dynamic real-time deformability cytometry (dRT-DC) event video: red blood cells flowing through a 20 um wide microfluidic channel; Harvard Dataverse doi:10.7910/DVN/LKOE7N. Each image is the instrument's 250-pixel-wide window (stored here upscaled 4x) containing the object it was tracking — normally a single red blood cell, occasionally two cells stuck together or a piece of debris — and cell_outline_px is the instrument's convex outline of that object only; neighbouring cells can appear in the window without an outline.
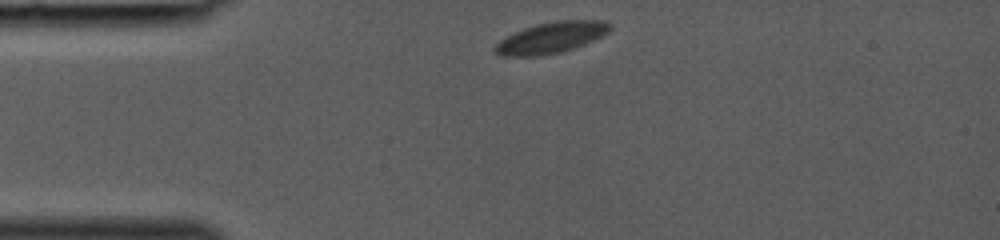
{"species": "common noctule bat (a hibernating species)", "species_latin": "Nyctalus noctula", "temperature_condition": "room temperature", "stored_images_in_passage": 30, "camera_frame_rate_fps": 3000, "um_per_image_px": 0.085, "animal": {"sex": "female", "body_mass_g": 19.0, "forearm_length_mm": 53.3}, "frame": {"image": 1, "passage_image": 1, "time_ms": 0.0, "image_size_px": [1000, 240], "cell_outline_px": [[612, 28], [608, 32], [584, 44], [560, 52], [540, 56], [500, 56], [492, 52], [492, 48], [500, 40], [524, 28], [536, 24], [556, 20], [604, 20], [612, 24]], "centroid_in_image_um": [46.83, 3.2], "position_along_channel_um": 38.2, "area_um2": 20.81}}
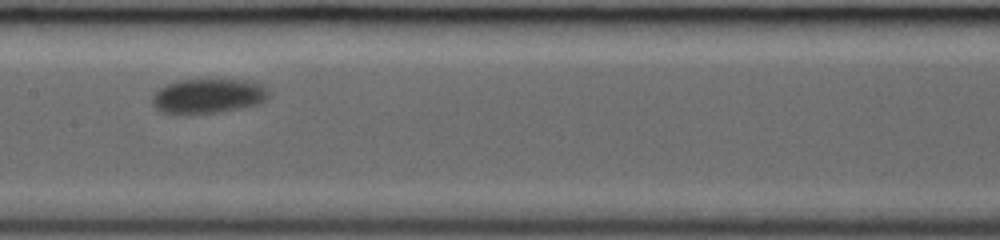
{"frame": {"image": 2, "passage_image": 13, "time_ms": 4.0, "image_size_px": [1000, 240], "cell_outline_px": [[268, 96], [264, 100], [256, 104], [240, 108], [220, 112], [184, 116], [176, 116], [160, 112], [152, 104], [152, 96], [160, 88], [176, 80], [244, 80], [260, 84], [268, 88]], "centroid_in_image_um": [17.61, 8.2], "position_along_channel_um": 189.8, "area_um2": 23.87}}
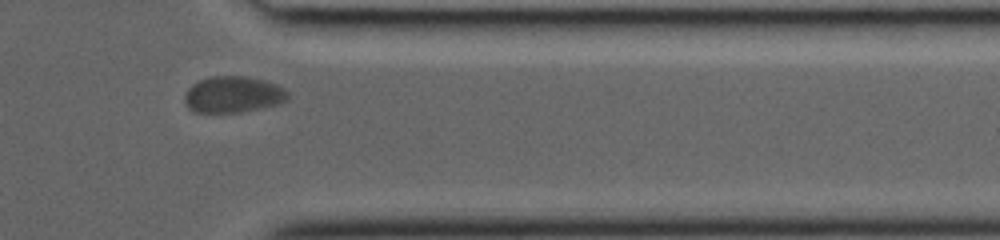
{"frame": {"image": 3, "passage_image": 26, "time_ms": 8.333, "image_size_px": [1000, 240], "cell_outline_px": [[288, 100], [280, 104], [240, 112], [192, 112], [188, 108], [184, 100], [184, 96], [188, 88], [192, 84], [200, 80], [212, 76], [244, 76], [276, 84], [284, 88], [288, 92]], "centroid_in_image_um": [19.8, 8.04], "position_along_channel_um": 391.6, "area_um2": 21.85}}